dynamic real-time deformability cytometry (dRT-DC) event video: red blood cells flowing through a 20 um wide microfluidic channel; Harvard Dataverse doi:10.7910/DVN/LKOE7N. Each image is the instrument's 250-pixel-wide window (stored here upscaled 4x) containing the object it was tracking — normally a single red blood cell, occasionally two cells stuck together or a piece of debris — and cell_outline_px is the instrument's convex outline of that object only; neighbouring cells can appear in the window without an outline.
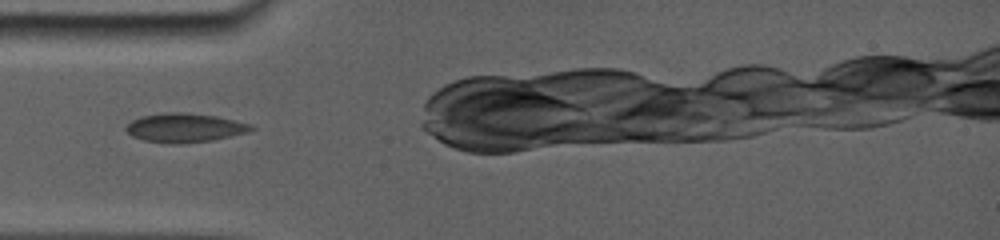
{"species": "common noctule bat (a hibernating species)", "species_latin": "Nyctalus noctula", "temperature_condition": "room temperature", "stored_images_in_passage": 32, "camera_frame_rate_fps": 5000, "um_per_image_px": 0.085, "animal": {"sex": "female", "body_mass_g": 19.0, "forearm_length_mm": 56.7}, "frame": {"image": 1, "passage_image": 2, "time_ms": 0.6, "image_size_px": [1000, 240], "cell_outline_px": [[252, 128], [244, 132], [208, 140], [144, 140], [132, 136], [128, 132], [128, 124], [132, 120], [140, 116], [172, 112], [184, 112], [216, 116], [248, 124]], "centroid_in_image_um": [15.63, 10.79], "position_along_channel_um": 69.4, "area_um2": 19.31}}
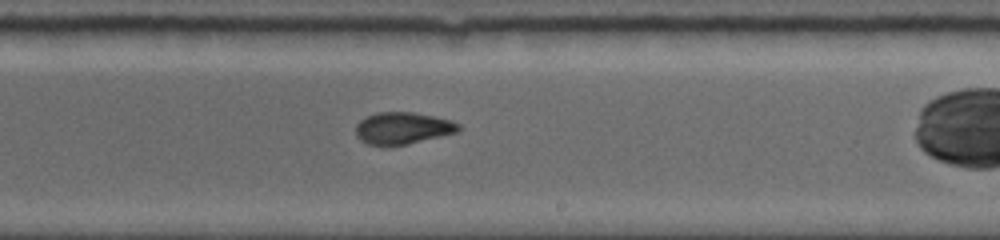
{"frame": {"image": 2, "passage_image": 12, "time_ms": 5.4, "image_size_px": [1000, 240], "cell_outline_px": [[460, 128], [456, 132], [408, 144], [368, 144], [360, 140], [356, 136], [356, 124], [360, 120], [376, 112], [412, 112], [452, 120], [460, 124]], "centroid_in_image_um": [34.22, 10.87], "position_along_channel_um": 254.8, "area_um2": 18.79}}
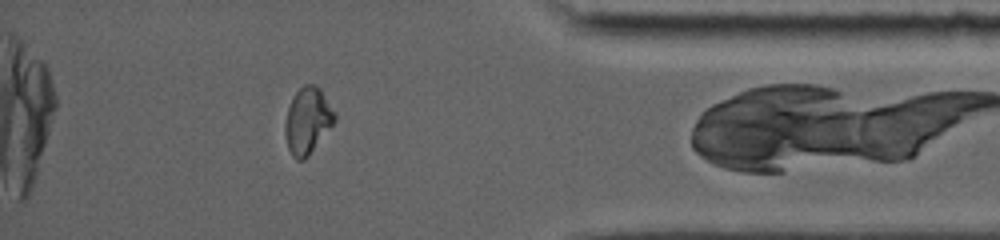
{"frame": {"image": 3, "passage_image": 25, "time_ms": 9.8, "image_size_px": [1000, 240], "cell_outline_px": [[336, 120], [308, 156], [304, 160], [296, 160], [292, 156], [288, 148], [284, 132], [284, 124], [288, 108], [292, 96], [304, 84], [316, 84], [320, 88], [336, 112]], "centroid_in_image_um": [26.14, 10.24], "position_along_channel_um": 409.1, "area_um2": 19.31}}